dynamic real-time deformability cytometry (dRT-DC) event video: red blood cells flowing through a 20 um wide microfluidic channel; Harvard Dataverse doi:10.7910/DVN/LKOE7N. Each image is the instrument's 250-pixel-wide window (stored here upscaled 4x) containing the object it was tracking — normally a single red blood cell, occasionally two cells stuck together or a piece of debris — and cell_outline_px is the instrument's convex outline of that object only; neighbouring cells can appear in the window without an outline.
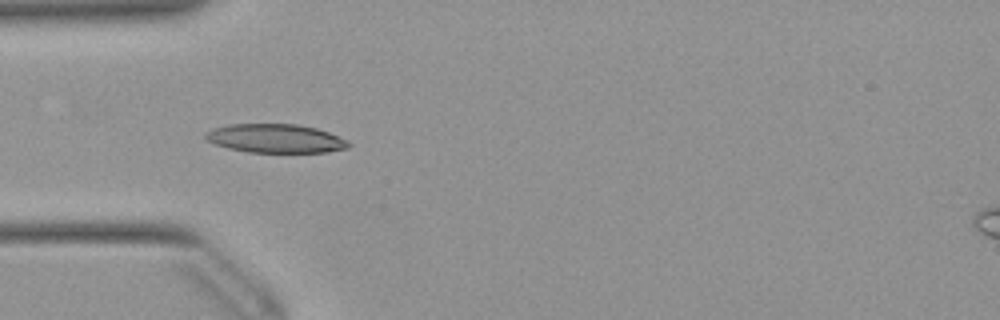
{"species": "Egyptian fruit bat (a non-hibernating species)", "species_latin": "Rousettus aegyptiacus", "temperature_condition": "warm", "stored_images_in_passage": 25, "camera_frame_rate_fps": 3000, "um_per_image_px": 0.085, "animal": {"sex": "female"}, "frame": {"image": 1, "passage_image": 4, "time_ms": 1.0, "image_size_px": [1000, 320], "cell_outline_px": [[352, 144], [348, 148], [324, 152], [248, 152], [228, 148], [216, 144], [208, 140], [204, 136], [204, 132], [228, 124], [296, 124], [316, 128], [328, 132], [348, 140]], "centroid_in_image_um": [23.44, 11.76], "position_along_channel_um": 61.6, "area_um2": 23.87}}
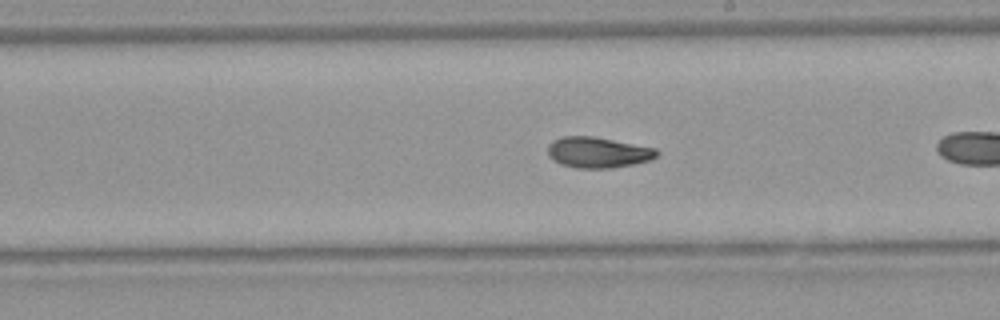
{"frame": {"image": 2, "passage_image": 15, "time_ms": 4.667, "image_size_px": [1000, 320], "cell_outline_px": [[660, 152], [652, 160], [612, 168], [576, 168], [560, 164], [552, 160], [548, 156], [548, 144], [552, 140], [564, 136], [592, 136], [656, 148]], "centroid_in_image_um": [50.8, 12.96], "position_along_channel_um": 238.2, "area_um2": 19.65}}
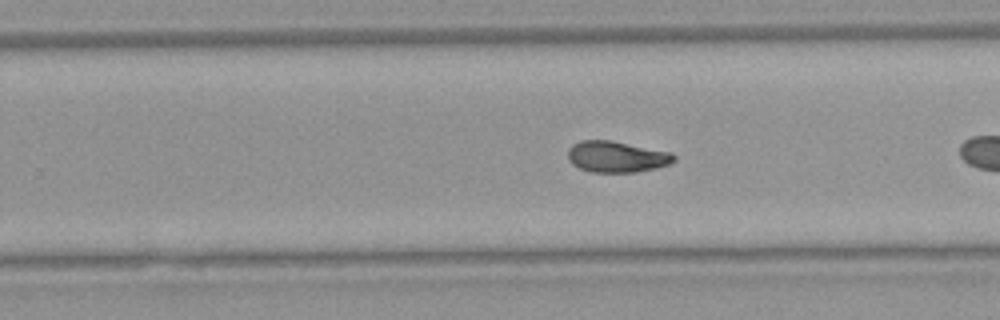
{"frame": {"image": 3, "passage_image": 18, "time_ms": 5.667, "image_size_px": [1000, 320], "cell_outline_px": [[676, 160], [668, 164], [656, 168], [636, 172], [592, 172], [580, 168], [572, 164], [568, 160], [568, 148], [572, 144], [580, 140], [612, 140], [672, 152], [676, 156]], "centroid_in_image_um": [52.41, 13.31], "position_along_channel_um": 277.4, "area_um2": 19.48}}